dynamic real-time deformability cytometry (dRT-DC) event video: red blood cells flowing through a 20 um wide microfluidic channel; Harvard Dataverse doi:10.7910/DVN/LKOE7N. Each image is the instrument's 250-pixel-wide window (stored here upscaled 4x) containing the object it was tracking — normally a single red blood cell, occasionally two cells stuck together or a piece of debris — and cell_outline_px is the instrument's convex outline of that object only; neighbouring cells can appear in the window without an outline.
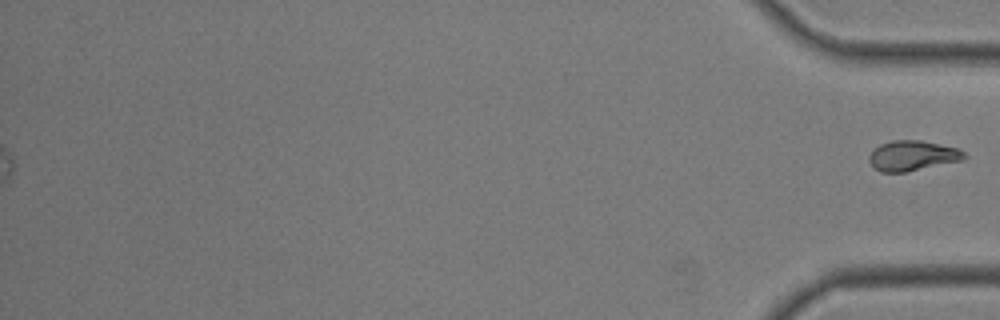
{"species": "common noctule bat (a hibernating species)", "species_latin": "Nyctalus noctula", "temperature_condition": "room temperature", "stored_images_in_passage": 41, "segment_of_instrument_passage": [2, 2], "camera_frame_rate_fps": 3000, "um_per_image_px": 0.085, "animal": {"sex": "male", "body_mass_g": 19.0, "forearm_length_mm": 50.8}, "frame": {"image": 1, "passage_image": 41, "time_ms": 13.333, "image_size_px": [1000, 320], "cell_outline_px": [[968, 156], [964, 160], [904, 172], [880, 172], [868, 160], [868, 156], [880, 144], [892, 140], [920, 140], [960, 148]], "centroid_in_image_um": [77.61, 13.22], "position_along_channel_um": 357.6, "area_um2": 16.7}}